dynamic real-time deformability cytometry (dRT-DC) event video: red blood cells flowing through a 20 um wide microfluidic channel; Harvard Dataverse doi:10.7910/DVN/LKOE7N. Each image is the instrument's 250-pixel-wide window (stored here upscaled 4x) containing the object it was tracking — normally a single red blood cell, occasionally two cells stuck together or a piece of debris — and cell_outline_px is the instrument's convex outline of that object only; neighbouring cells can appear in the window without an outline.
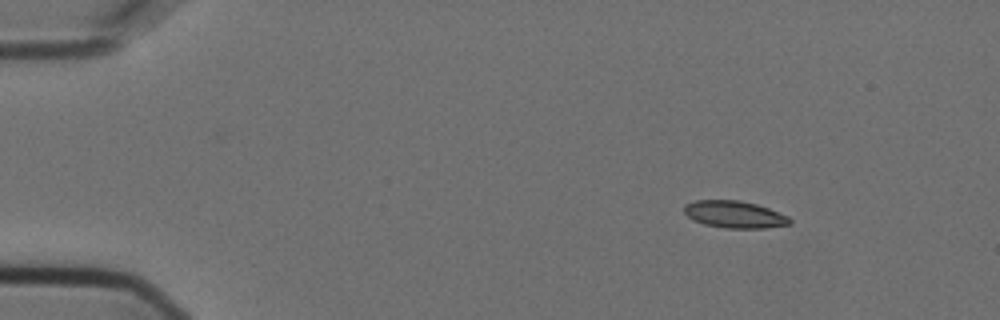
{"species": "Egyptian fruit bat (a non-hibernating species)", "species_latin": "Rousettus aegyptiacus", "temperature_condition": "cold", "stored_images_in_passage": 5, "camera_frame_rate_fps": 3000, "um_per_image_px": 0.085, "animal": {"sex": "female"}, "frame": {"image": 1, "passage_image": 2, "time_ms": 0.333, "image_size_px": [1000, 320], "cell_outline_px": [[792, 224], [764, 228], [724, 228], [704, 224], [692, 220], [684, 212], [684, 204], [696, 200], [740, 200], [756, 204], [768, 208], [788, 216], [792, 220]], "centroid_in_image_um": [62.43, 18.23], "position_along_channel_um": 22.6, "area_um2": 16.76}}
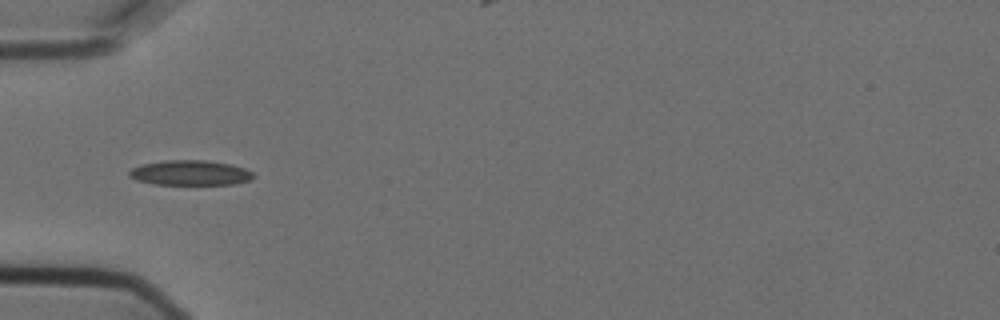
{"frame": {"image": 2, "passage_image": 5, "time_ms": 1.333, "image_size_px": [1000, 320], "cell_outline_px": [[256, 176], [252, 180], [236, 184], [152, 184], [136, 180], [128, 176], [128, 172], [132, 168], [140, 164], [164, 160], [204, 160], [228, 164], [244, 168], [252, 172]], "centroid_in_image_um": [16.15, 14.69], "position_along_channel_um": 68.9, "area_um2": 18.21}}